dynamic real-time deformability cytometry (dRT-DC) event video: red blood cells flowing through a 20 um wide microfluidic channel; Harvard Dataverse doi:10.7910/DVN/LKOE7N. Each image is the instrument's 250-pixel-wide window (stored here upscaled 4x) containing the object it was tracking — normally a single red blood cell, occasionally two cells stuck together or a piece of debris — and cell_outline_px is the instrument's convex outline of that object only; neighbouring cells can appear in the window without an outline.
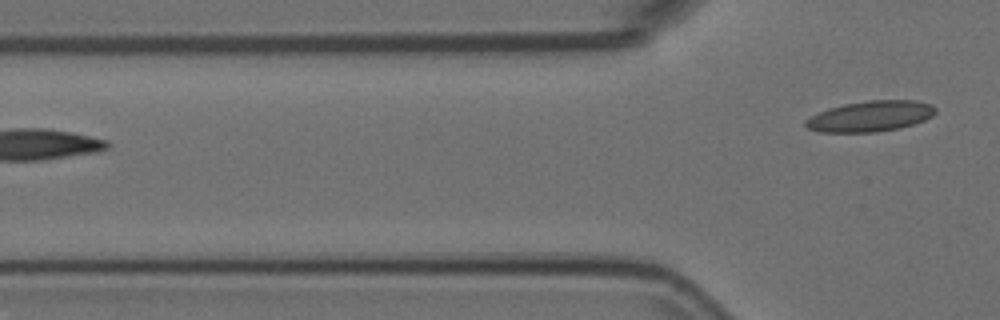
{"species": "Egyptian fruit bat (a non-hibernating species)", "species_latin": "Rousettus aegyptiacus", "temperature_condition": "room temperature", "stored_images_in_passage": 2, "camera_frame_rate_fps": 3000, "um_per_image_px": 0.085, "animal": {"sex": "female"}, "frame": {"image": 1, "passage_image": 2, "time_ms": 0.333, "image_size_px": [1000, 320], "cell_outline_px": [[936, 112], [932, 116], [924, 120], [900, 128], [876, 132], [820, 132], [808, 128], [804, 124], [804, 120], [828, 108], [844, 104], [868, 100], [916, 100], [932, 104], [936, 108]], "centroid_in_image_um": [74.0, 9.87], "position_along_channel_um": 51.8, "area_um2": 23.24}}